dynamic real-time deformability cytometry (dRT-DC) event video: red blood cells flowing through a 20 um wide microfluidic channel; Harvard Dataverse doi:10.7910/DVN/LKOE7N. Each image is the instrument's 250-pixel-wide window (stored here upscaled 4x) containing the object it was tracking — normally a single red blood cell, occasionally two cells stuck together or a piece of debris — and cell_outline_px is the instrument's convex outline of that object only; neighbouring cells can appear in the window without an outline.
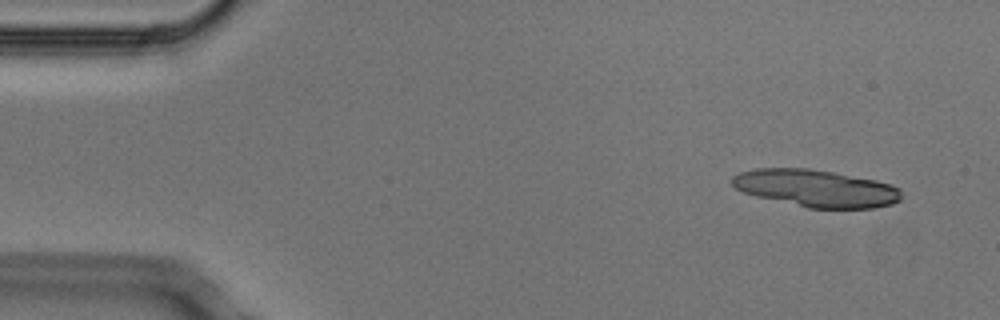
{"species": "Egyptian fruit bat (a non-hibernating species)", "species_latin": "Rousettus aegyptiacus", "temperature_condition": "cold", "stored_images_in_passage": 5, "segment_of_instrument_passage": [1, 2], "camera_frame_rate_fps": 3000, "um_per_image_px": 0.085, "animal": {"sex": "male"}, "frame": {"image": 1, "passage_image": 1, "time_ms": 0.0, "image_size_px": [1000, 320], "cell_outline_px": [[900, 200], [892, 204], [872, 208], [808, 208], [756, 196], [744, 192], [736, 188], [732, 184], [732, 176], [740, 172], [756, 168], [808, 168], [832, 172], [876, 180], [892, 184], [900, 188]], "centroid_in_image_um": [69.36, 16.0], "position_along_channel_um": 15.6, "area_um2": 36.65}}